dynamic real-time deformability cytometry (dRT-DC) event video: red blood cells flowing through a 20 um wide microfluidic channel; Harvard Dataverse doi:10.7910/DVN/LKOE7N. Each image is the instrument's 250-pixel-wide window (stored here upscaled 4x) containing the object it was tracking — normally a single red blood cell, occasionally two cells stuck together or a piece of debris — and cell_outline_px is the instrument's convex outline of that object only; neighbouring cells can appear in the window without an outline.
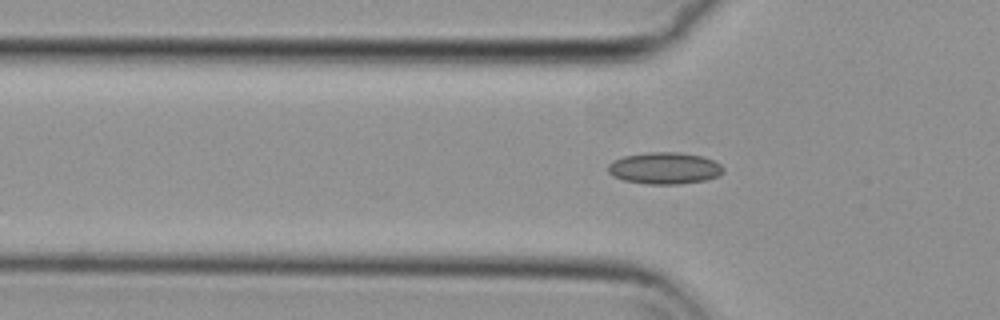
{"species": "common noctule bat (a hibernating species)", "species_latin": "Nyctalus noctula", "temperature_condition": "cold", "stored_images_in_passage": 11, "camera_frame_rate_fps": 3000, "um_per_image_px": 0.085, "animal": {"sex": "female", "body_mass_g": 29.2, "forearm_length_mm": 56.3}, "frame": {"image": 1, "passage_image": 5, "time_ms": 1.333, "image_size_px": [1000, 320], "cell_outline_px": [[724, 172], [716, 176], [704, 180], [676, 184], [648, 184], [624, 180], [612, 176], [608, 172], [608, 164], [612, 160], [624, 156], [648, 152], [680, 152], [700, 156], [712, 160], [720, 164], [724, 168]], "centroid_in_image_um": [56.45, 14.29], "position_along_channel_um": 69.4, "area_um2": 21.21}}
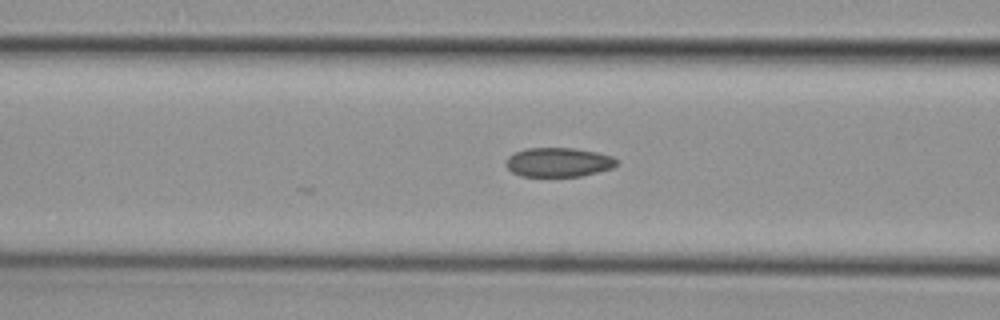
{"frame": {"image": 2, "passage_image": 9, "time_ms": 2.667, "image_size_px": [1000, 320], "cell_outline_px": [[616, 164], [612, 168], [580, 176], [520, 176], [512, 172], [508, 168], [508, 156], [516, 152], [528, 148], [572, 148], [596, 152], [612, 156], [616, 160]], "centroid_in_image_um": [47.47, 13.79], "position_along_channel_um": 119.1, "area_um2": 18.5}}